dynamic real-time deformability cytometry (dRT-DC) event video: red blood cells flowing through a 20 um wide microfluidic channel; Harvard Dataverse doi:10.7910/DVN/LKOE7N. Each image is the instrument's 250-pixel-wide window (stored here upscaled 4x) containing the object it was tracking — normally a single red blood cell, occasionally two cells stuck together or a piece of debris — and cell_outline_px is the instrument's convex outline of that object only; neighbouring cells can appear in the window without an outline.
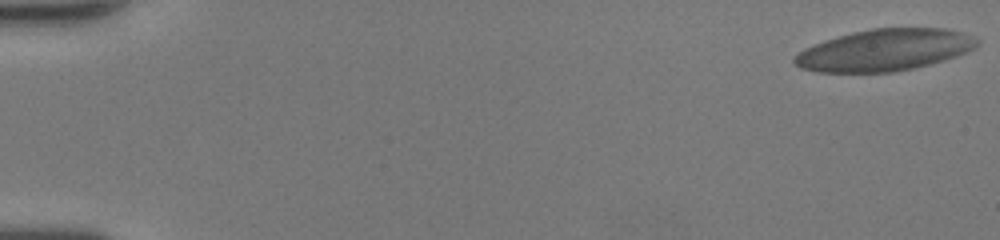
{"species": "human", "species_latin": "Homo sapiens", "temperature_condition": "room temperature", "stored_images_in_passage": 52, "camera_frame_rate_fps": 3000, "um_per_image_px": 0.085, "donor": {"sex": "female"}, "frame": {"image": 1, "passage_image": 1, "time_ms": 0.0, "image_size_px": [1000, 240], "cell_outline_px": [[980, 40], [976, 48], [968, 52], [944, 60], [912, 68], [892, 72], [820, 72], [800, 68], [792, 60], [804, 48], [824, 40], [852, 32], [872, 28], [944, 28], [960, 32], [972, 36]], "centroid_in_image_um": [75.2, 4.25], "position_along_channel_um": 9.8, "area_um2": 44.22}}
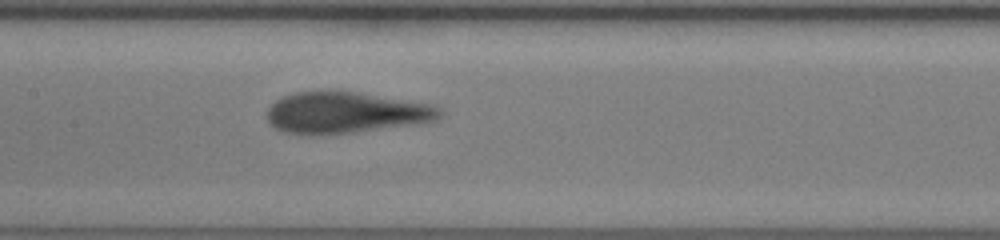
{"frame": {"image": 2, "passage_image": 27, "time_ms": 8.667, "image_size_px": [1000, 240], "cell_outline_px": [[444, 112], [436, 120], [420, 124], [352, 132], [312, 136], [308, 136], [284, 132], [276, 128], [268, 120], [268, 108], [280, 96], [296, 92], [356, 92], [432, 104], [440, 108]], "centroid_in_image_um": [29.39, 9.59], "position_along_channel_um": 178.0, "area_um2": 41.56}}
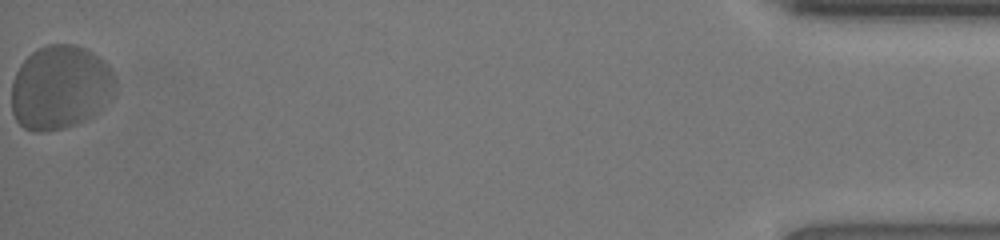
{"frame": {"image": 3, "passage_image": 52, "time_ms": 17.0, "image_size_px": [1000, 240], "cell_outline_px": [[112, 80], [96, 112], [88, 120], [64, 128], [44, 132], [32, 132], [24, 128], [16, 120], [12, 112], [12, 80], [20, 64], [36, 48], [48, 44], [76, 44], [100, 56], [108, 64], [112, 72]], "centroid_in_image_um": [5.0, 7.41], "position_along_channel_um": 430.2, "area_um2": 49.94}, "authors_computed_cell_mechanics": {"area_um2": 43.7257, "velocity_mm_per_s": 4.0936, "shape_relaxation_time_tau1_ms": 2.497, "shape_relaxation_time_tau2_ms": null, "deformation_change_tau1": 0.1144, "deformation_change_tau2": null}}